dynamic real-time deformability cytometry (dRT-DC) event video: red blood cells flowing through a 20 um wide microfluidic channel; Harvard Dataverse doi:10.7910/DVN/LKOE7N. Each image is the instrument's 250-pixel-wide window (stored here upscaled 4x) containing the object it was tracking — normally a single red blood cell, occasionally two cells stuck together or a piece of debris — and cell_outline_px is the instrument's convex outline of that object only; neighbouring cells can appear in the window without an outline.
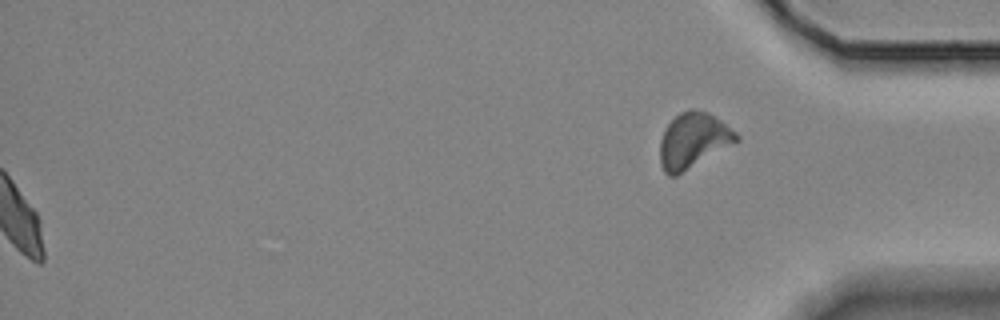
{"species": "Egyptian fruit bat (a non-hibernating species)", "species_latin": "Rousettus aegyptiacus", "temperature_condition": "room temperature", "stored_images_in_passage": 46, "segment_of_instrument_passage": [2, 2], "camera_frame_rate_fps": 3000, "um_per_image_px": 0.085, "animal": {"sex": "female"}, "frame": {"image": 1, "passage_image": 46, "time_ms": 15.0, "image_size_px": [1000, 320], "cell_outline_px": [[740, 140], [676, 176], [668, 176], [664, 172], [660, 164], [660, 140], [664, 128], [680, 112], [692, 108], [708, 112], [720, 120], [736, 132], [740, 136]], "centroid_in_image_um": [58.91, 11.94], "position_along_channel_um": 376.3, "area_um2": 24.62}}